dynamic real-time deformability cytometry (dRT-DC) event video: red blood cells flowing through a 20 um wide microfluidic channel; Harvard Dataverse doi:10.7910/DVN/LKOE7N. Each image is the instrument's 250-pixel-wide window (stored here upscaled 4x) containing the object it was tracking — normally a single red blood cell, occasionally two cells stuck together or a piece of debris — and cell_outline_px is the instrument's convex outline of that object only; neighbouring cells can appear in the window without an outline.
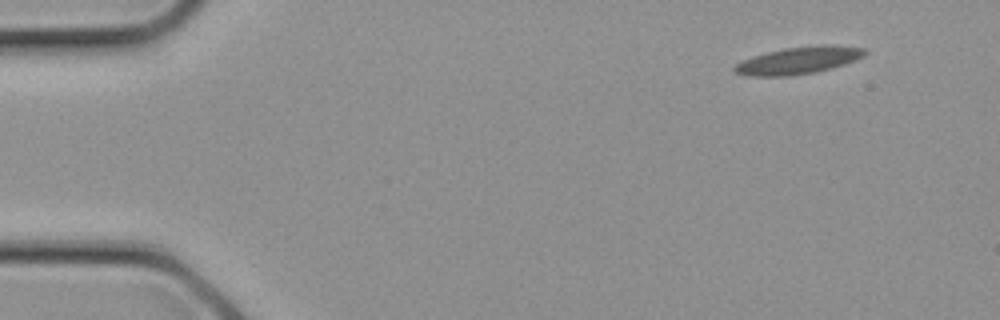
{"species": "common noctule bat (a hibernating species)", "species_latin": "Nyctalus noctula", "temperature_condition": "cold", "stored_images_in_passage": 17, "camera_frame_rate_fps": 3000, "um_per_image_px": 0.085, "animal": {"sex": "female", "body_mass_g": 21.9}, "frame": {"image": 1, "passage_image": 1, "time_ms": 0.0, "image_size_px": [1000, 320], "cell_outline_px": [[868, 52], [864, 56], [856, 60], [832, 68], [816, 72], [788, 76], [748, 76], [736, 72], [732, 68], [740, 60], [752, 56], [784, 48], [816, 44], [832, 44], [864, 48]], "centroid_in_image_um": [67.89, 5.12], "position_along_channel_um": 17.1, "area_um2": 20.92}}
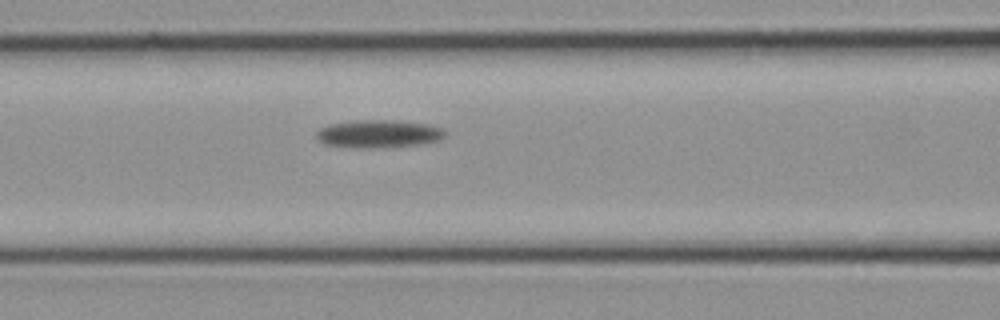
{"frame": {"image": 2, "passage_image": 10, "time_ms": 3.0, "image_size_px": [1000, 320], "cell_outline_px": [[448, 132], [440, 140], [424, 144], [376, 148], [352, 148], [324, 144], [316, 140], [316, 132], [320, 128], [332, 124], [356, 120], [392, 120], [428, 124], [444, 128]], "centroid_in_image_um": [32.2, 11.38], "position_along_channel_um": 134.4, "area_um2": 21.21}}
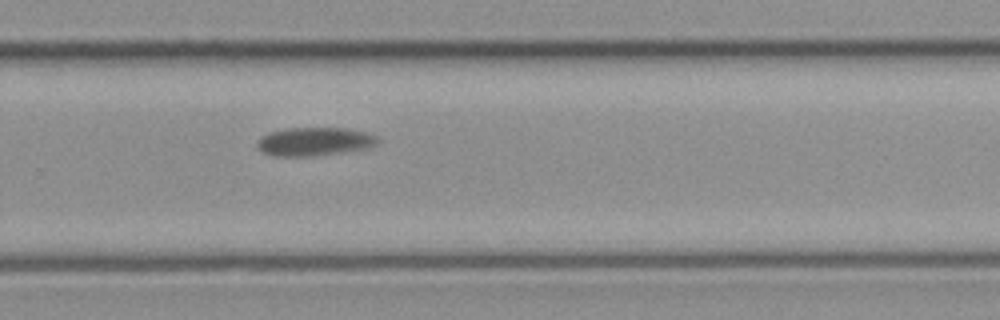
{"frame": {"image": 3, "passage_image": 17, "time_ms": 5.333, "image_size_px": [1000, 320], "cell_outline_px": [[380, 140], [376, 144], [364, 148], [312, 156], [272, 156], [264, 152], [256, 144], [256, 140], [260, 136], [272, 132], [288, 128], [348, 128], [368, 132], [376, 136]], "centroid_in_image_um": [26.71, 12.02], "position_along_channel_um": 303.1, "area_um2": 19.77}}